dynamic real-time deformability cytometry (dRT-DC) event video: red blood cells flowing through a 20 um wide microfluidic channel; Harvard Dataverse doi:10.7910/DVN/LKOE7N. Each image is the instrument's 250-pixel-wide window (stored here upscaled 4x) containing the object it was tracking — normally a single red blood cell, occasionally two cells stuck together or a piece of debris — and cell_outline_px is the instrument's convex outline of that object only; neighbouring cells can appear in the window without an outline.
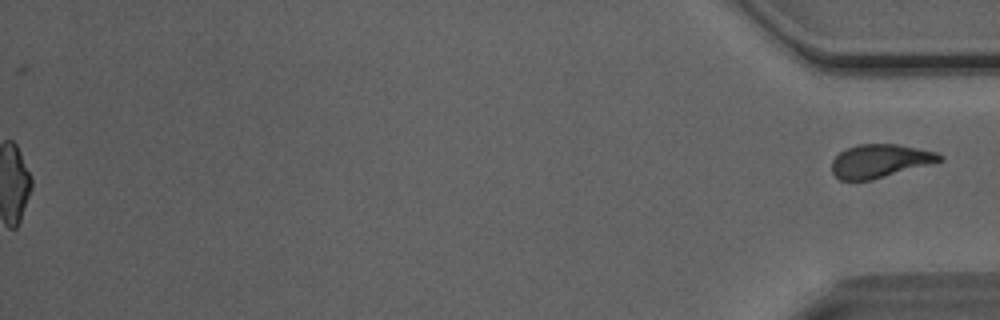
{"species": "Egyptian fruit bat (a non-hibernating species)", "species_latin": "Rousettus aegyptiacus", "temperature_condition": "room temperature", "stored_images_in_passage": 52, "segment_of_instrument_passage": [2, 2], "camera_frame_rate_fps": 3000, "um_per_image_px": 0.085, "animal": {"sex": "male"}, "frame": {"image": 1, "passage_image": 52, "time_ms": 17.0, "image_size_px": [1000, 320], "cell_outline_px": [[944, 160], [872, 180], [840, 180], [832, 172], [832, 160], [840, 152], [856, 144], [896, 144], [936, 152], [944, 156]], "centroid_in_image_um": [74.79, 13.68], "position_along_channel_um": 360.4, "area_um2": 20.81}}